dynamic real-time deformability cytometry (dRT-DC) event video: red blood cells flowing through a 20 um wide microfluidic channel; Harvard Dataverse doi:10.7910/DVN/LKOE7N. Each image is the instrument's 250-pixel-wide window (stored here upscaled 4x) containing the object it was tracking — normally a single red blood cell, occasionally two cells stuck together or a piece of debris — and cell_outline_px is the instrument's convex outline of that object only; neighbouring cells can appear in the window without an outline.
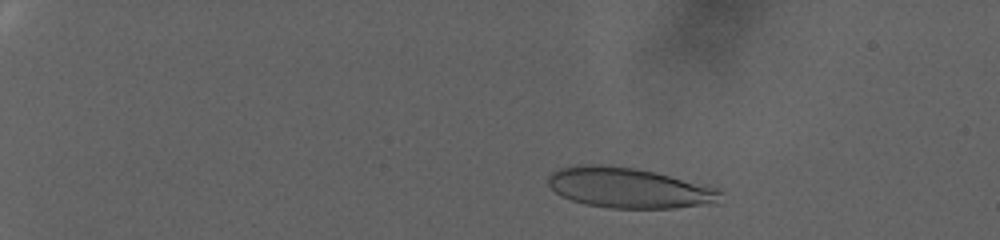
{"species": "human", "species_latin": "Homo sapiens", "temperature_condition": "warm", "stored_images_in_passage": 84, "camera_frame_rate_fps": 3000, "um_per_image_px": 0.085, "donor": {"sex": "female"}, "frame": {"image": 1, "passage_image": 15, "time_ms": 4.667, "image_size_px": [1000, 240], "cell_outline_px": [[724, 188], [720, 204], [676, 208], [612, 208], [584, 204], [560, 196], [548, 184], [548, 176], [552, 172], [560, 168], [576, 164], [600, 164], [636, 168], [656, 172]], "centroid_in_image_um": [53.57, 15.97], "position_along_channel_um": 31.4, "area_um2": 41.5}}
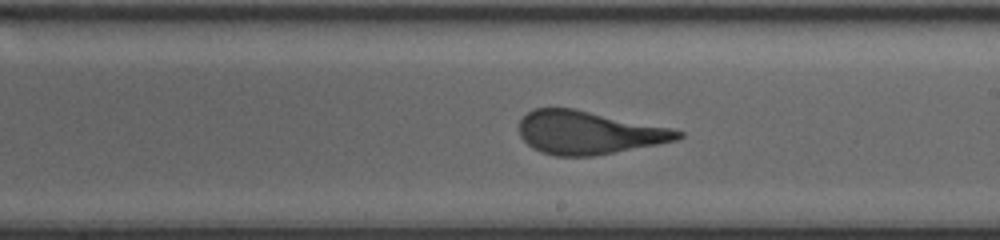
{"frame": {"image": 2, "passage_image": 54, "time_ms": 17.667, "image_size_px": [1000, 240], "cell_outline_px": [[684, 136], [676, 140], [656, 144], [592, 156], [556, 156], [540, 152], [532, 148], [520, 136], [520, 120], [532, 108], [572, 108], [672, 128], [684, 132]], "centroid_in_image_um": [50.01, 11.27], "position_along_channel_um": 239.0, "area_um2": 39.59}}
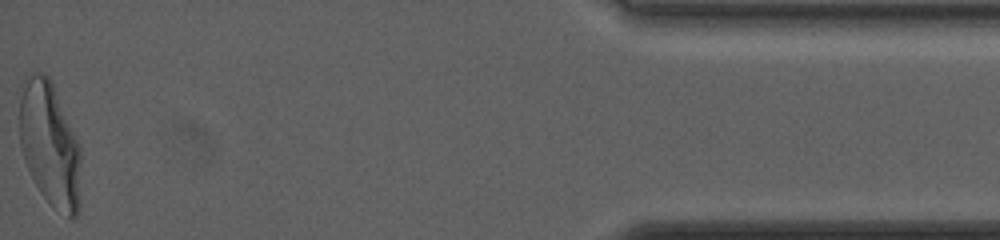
{"frame": {"image": 3, "passage_image": 84, "time_ms": 27.667, "image_size_px": [1000, 240], "cell_outline_px": [[80, 208], [76, 216], [68, 216], [52, 208], [40, 192], [24, 160], [20, 148], [20, 100], [28, 76], [36, 68], [44, 72], [52, 80], [80, 144]], "centroid_in_image_um": [4.26, 12.27], "position_along_channel_um": 430.9, "area_um2": 44.91}, "authors_computed_cell_mechanics": {"area_um2": 40.8646, "velocity_mm_per_s": 2.5665, "shape_relaxation_time_tau1_ms": 7.8998, "shape_relaxation_time_tau2_ms": null, "deformation_change_tau1": 0.252, "deformation_change_tau2": null}}